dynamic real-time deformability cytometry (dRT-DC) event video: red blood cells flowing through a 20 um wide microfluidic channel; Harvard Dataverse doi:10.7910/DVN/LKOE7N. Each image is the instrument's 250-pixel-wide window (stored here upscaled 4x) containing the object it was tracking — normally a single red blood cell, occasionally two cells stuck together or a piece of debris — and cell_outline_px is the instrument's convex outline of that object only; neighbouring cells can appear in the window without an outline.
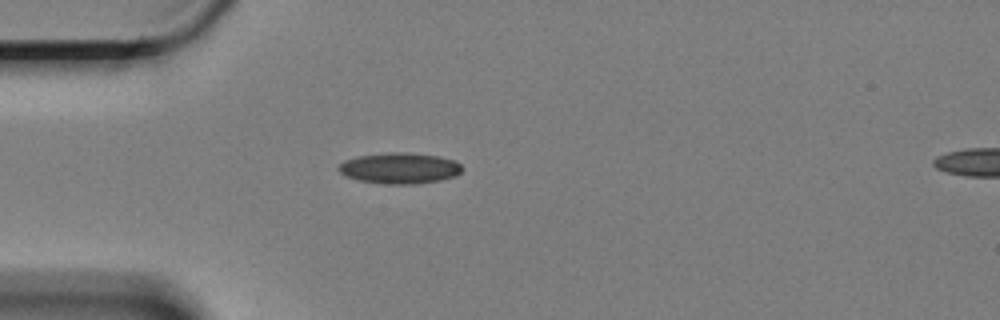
{"species": "Egyptian fruit bat (a non-hibernating species)", "species_latin": "Rousettus aegyptiacus", "temperature_condition": "cold", "stored_images_in_passage": 44, "camera_frame_rate_fps": 3000, "um_per_image_px": 0.085, "animal": {"sex": "female"}, "frame": {"image": 1, "passage_image": 1, "time_ms": 0.0, "image_size_px": [1000, 320], "cell_outline_px": [[464, 168], [456, 176], [440, 180], [416, 184], [384, 184], [356, 180], [344, 176], [336, 168], [344, 160], [360, 156], [388, 152], [404, 152], [436, 156], [452, 160], [460, 164]], "centroid_in_image_um": [33.94, 14.31], "position_along_channel_um": 51.1, "area_um2": 22.31}}
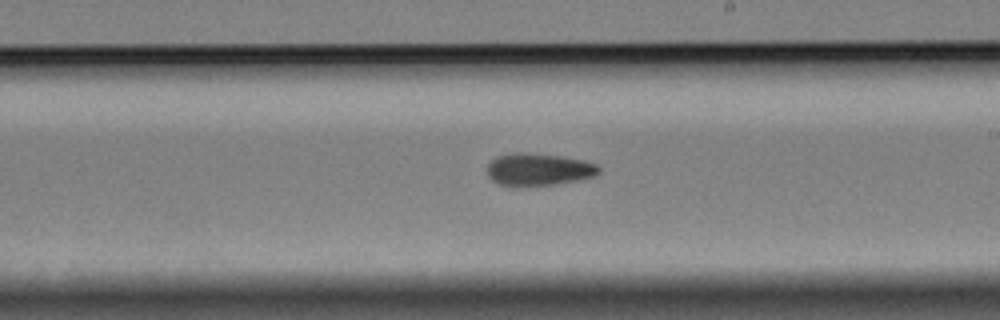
{"frame": {"image": 2, "passage_image": 19, "time_ms": 6.0, "image_size_px": [1000, 320], "cell_outline_px": [[600, 172], [596, 176], [556, 184], [512, 188], [500, 184], [492, 180], [488, 176], [488, 164], [496, 156], [516, 152], [528, 152], [560, 156], [584, 160], [596, 164], [600, 168]], "centroid_in_image_um": [45.76, 14.42], "position_along_channel_um": 243.2, "area_um2": 21.44}}
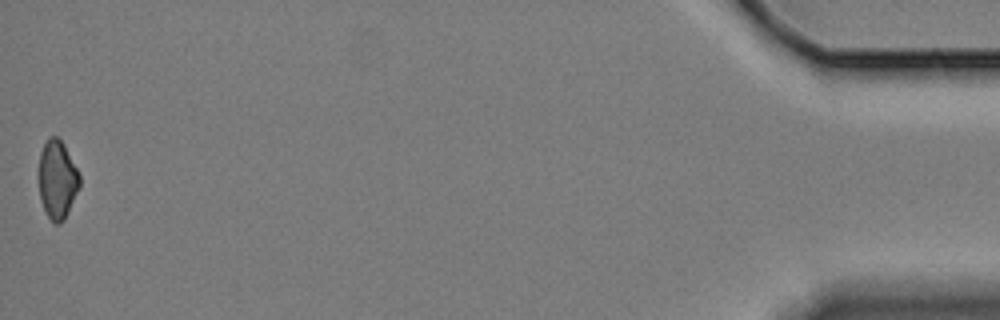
{"frame": {"image": 3, "passage_image": 44, "time_ms": 14.333, "image_size_px": [1000, 320], "cell_outline_px": [[80, 184], [68, 212], [64, 220], [60, 224], [56, 224], [48, 216], [40, 200], [36, 176], [36, 172], [40, 152], [48, 136], [56, 136], [64, 144], [80, 176]], "centroid_in_image_um": [4.81, 15.24], "position_along_channel_um": 430.4, "area_um2": 19.02}, "authors_computed_cell_mechanics": {"area_um2": 20.6057, "velocity_mm_per_s": 3.3534, "shape_relaxation_time_tau1_ms": 8.543, "shape_relaxation_time_tau2_ms": null, "deformation_change_tau1": 0.125, "deformation_change_tau2": null}}